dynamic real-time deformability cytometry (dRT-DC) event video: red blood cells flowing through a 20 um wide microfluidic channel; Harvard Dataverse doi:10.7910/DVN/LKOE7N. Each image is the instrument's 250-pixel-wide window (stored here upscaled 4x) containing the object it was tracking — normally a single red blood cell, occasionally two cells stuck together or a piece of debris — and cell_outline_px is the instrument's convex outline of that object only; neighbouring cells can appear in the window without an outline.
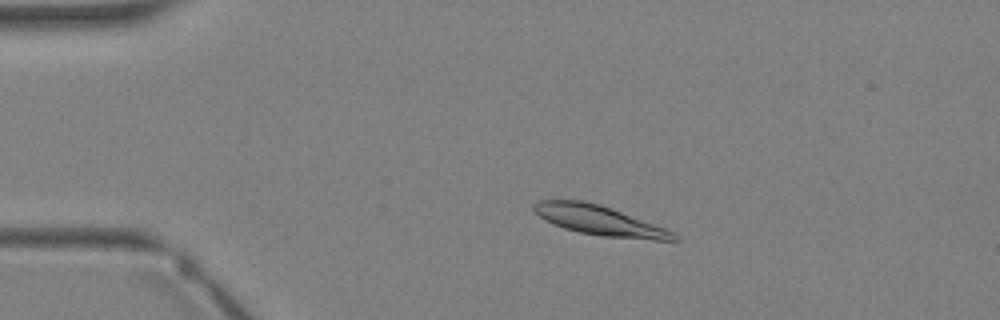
{"species": "Egyptian fruit bat (a non-hibernating species)", "species_latin": "Rousettus aegyptiacus", "temperature_condition": "warm", "stored_images_in_passage": 2, "camera_frame_rate_fps": 3000, "um_per_image_px": 0.085, "animal": {"sex": "female"}, "frame": {"image": 1, "passage_image": 1, "time_ms": 0.0, "image_size_px": [1000, 320], "cell_outline_px": [[680, 240], [656, 240], [604, 236], [580, 232], [564, 228], [540, 216], [532, 208], [532, 204], [540, 200], [584, 200], [600, 204], [612, 208], [664, 228], [672, 232]], "centroid_in_image_um": [50.93, 18.72], "position_along_channel_um": 34.1, "area_um2": 23.64}}
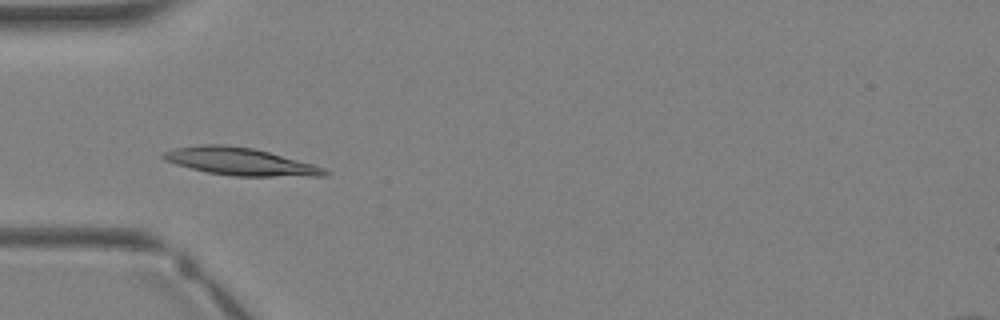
{"frame": {"image": 2, "passage_image": 2, "time_ms": 1.333, "image_size_px": [1000, 320], "cell_outline_px": [[332, 172], [328, 176], [236, 176], [208, 172], [176, 164], [164, 160], [160, 156], [164, 152], [176, 148], [204, 144], [224, 144], [252, 148], [268, 152], [312, 164], [324, 168]], "centroid_in_image_um": [20.43, 13.73], "position_along_channel_um": 64.6, "area_um2": 25.55}}